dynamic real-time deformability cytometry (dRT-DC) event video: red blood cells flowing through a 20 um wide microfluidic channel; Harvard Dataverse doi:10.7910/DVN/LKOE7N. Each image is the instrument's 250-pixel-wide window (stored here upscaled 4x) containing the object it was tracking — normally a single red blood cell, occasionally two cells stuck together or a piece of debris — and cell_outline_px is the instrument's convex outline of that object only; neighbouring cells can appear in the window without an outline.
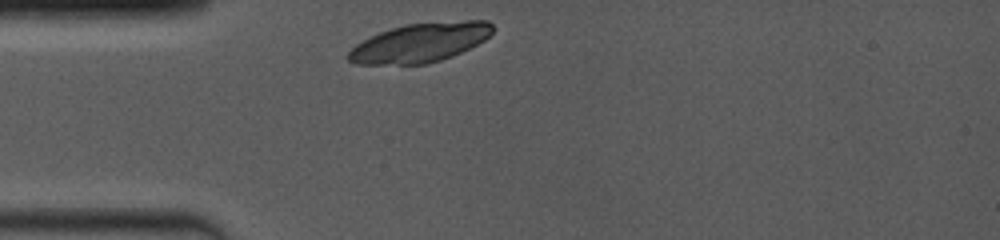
{"species": "common noctule bat (a hibernating species)", "species_latin": "Nyctalus noctula", "temperature_condition": "room temperature", "stored_images_in_passage": 1, "camera_frame_rate_fps": 4000, "um_per_image_px": 0.085, "animal": {"sex": "female", "body_mass_g": 19.0, "forearm_length_mm": 53.3}, "frame": {"image": 1, "passage_image": 1, "time_ms": 0.0, "image_size_px": [1000, 240], "cell_outline_px": [[492, 32], [484, 40], [452, 56], [428, 64], [356, 64], [348, 60], [344, 56], [356, 44], [380, 32], [392, 28], [408, 24], [464, 20], [488, 20], [492, 24]], "centroid_in_image_um": [35.69, 3.63], "position_along_channel_um": 49.3, "area_um2": 32.6}}